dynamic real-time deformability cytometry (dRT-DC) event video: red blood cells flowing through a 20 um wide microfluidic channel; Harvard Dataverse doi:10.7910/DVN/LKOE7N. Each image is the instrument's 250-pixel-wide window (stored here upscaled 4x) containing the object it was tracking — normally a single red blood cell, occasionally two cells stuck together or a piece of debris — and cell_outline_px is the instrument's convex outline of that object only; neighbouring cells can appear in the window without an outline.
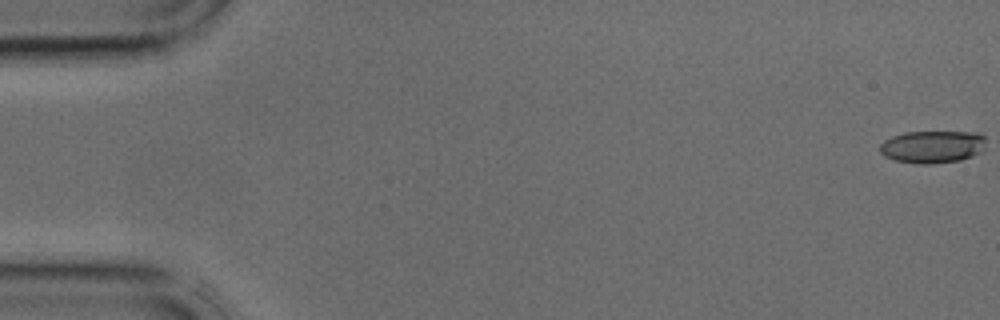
{"species": "common noctule bat (a hibernating species)", "species_latin": "Nyctalus noctula", "temperature_condition": "cold", "stored_images_in_passage": 40, "camera_frame_rate_fps": 3000, "um_per_image_px": 0.085, "animal": {"sex": "male", "body_mass_g": 17.9, "forearm_length_mm": 54.2}, "frame": {"image": 1, "passage_image": 1, "time_ms": 0.0, "image_size_px": [1000, 320], "cell_outline_px": [[984, 148], [980, 152], [972, 156], [960, 160], [928, 164], [920, 164], [896, 160], [884, 156], [880, 152], [880, 144], [884, 140], [892, 136], [904, 132], [976, 132], [984, 136]], "centroid_in_image_um": [79.24, 12.47], "position_along_channel_um": 5.8, "area_um2": 20.0}}
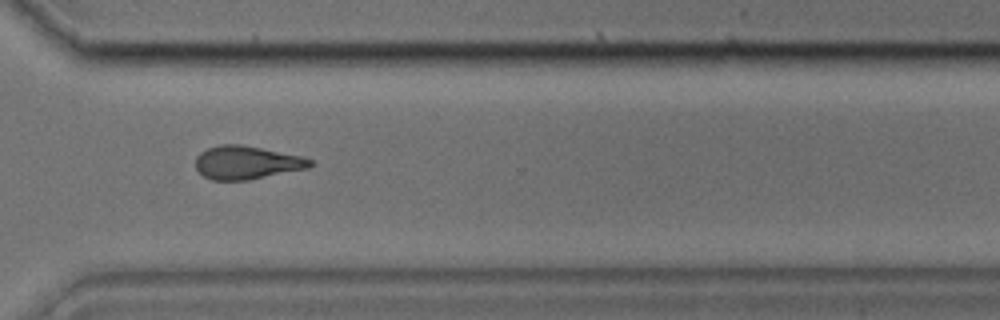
{"frame": {"image": 2, "passage_image": 30, "time_ms": 9.667, "image_size_px": [1000, 320], "cell_outline_px": [[312, 164], [308, 168], [248, 180], [212, 180], [204, 176], [196, 168], [196, 156], [200, 152], [208, 148], [220, 144], [240, 144], [304, 156], [312, 160]], "centroid_in_image_um": [20.97, 13.81], "position_along_channel_um": 349.6, "area_um2": 22.2}}
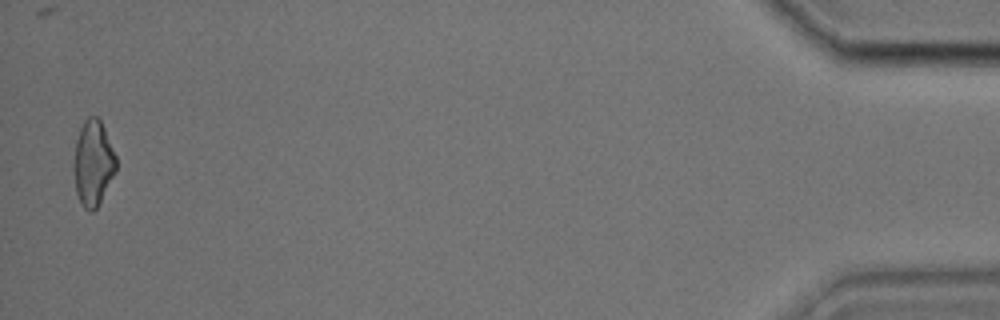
{"frame": {"image": 3, "passage_image": 40, "time_ms": 13.0, "image_size_px": [1000, 320], "cell_outline_px": [[116, 172], [96, 208], [92, 212], [88, 212], [80, 204], [76, 192], [72, 168], [72, 160], [76, 140], [80, 128], [84, 120], [88, 116], [96, 116], [100, 120], [104, 128], [116, 156]], "centroid_in_image_um": [7.88, 13.87], "position_along_channel_um": 427.3, "area_um2": 21.39}}